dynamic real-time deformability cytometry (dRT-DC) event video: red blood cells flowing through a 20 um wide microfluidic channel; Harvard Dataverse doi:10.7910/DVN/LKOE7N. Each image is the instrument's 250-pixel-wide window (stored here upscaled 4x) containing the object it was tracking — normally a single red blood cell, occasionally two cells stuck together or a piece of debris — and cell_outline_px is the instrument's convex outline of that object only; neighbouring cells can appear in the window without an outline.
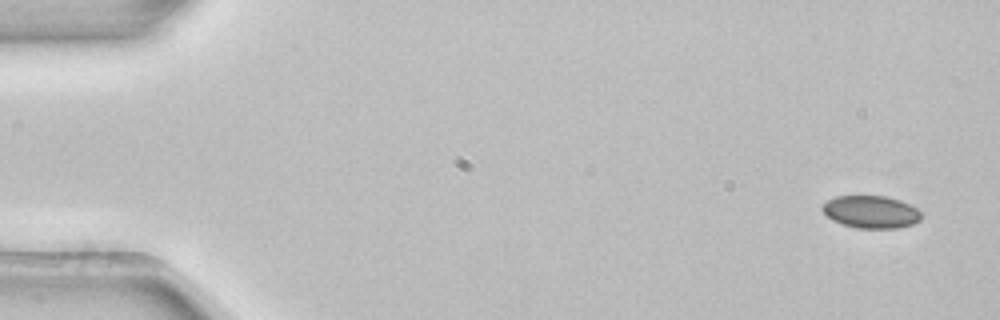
{"species": "common noctule bat (a hibernating species)", "species_latin": "Nyctalus noctula", "temperature_condition": "room temperature", "stored_images_in_passage": 4, "camera_frame_rate_fps": 3000, "um_per_image_px": 0.085, "animal": {"sex": "female", "body_mass_g": 22.7, "forearm_length_mm": 54.2}, "frame": {"image": 1, "passage_image": 1, "time_ms": 0.0, "image_size_px": [1000, 320], "cell_outline_px": [[920, 220], [912, 224], [900, 228], [856, 228], [832, 220], [820, 208], [828, 200], [836, 196], [884, 196], [900, 200], [916, 208], [920, 212]], "centroid_in_image_um": [74.03, 18.01], "position_along_channel_um": 11.0, "area_um2": 18.55}}
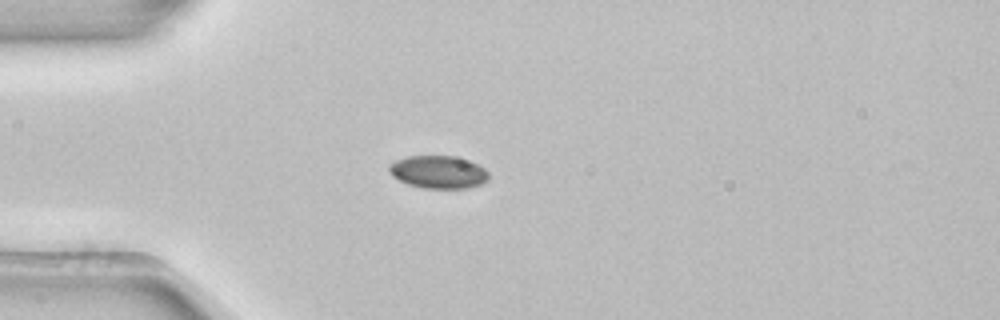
{"frame": {"image": 2, "passage_image": 4, "time_ms": 1.0, "image_size_px": [1000, 320], "cell_outline_px": [[488, 180], [480, 184], [468, 188], [424, 188], [408, 184], [392, 176], [388, 168], [388, 164], [396, 160], [408, 156], [452, 156], [476, 164], [484, 168], [488, 172]], "centroid_in_image_um": [37.23, 14.63], "position_along_channel_um": 47.8, "area_um2": 18.79}}